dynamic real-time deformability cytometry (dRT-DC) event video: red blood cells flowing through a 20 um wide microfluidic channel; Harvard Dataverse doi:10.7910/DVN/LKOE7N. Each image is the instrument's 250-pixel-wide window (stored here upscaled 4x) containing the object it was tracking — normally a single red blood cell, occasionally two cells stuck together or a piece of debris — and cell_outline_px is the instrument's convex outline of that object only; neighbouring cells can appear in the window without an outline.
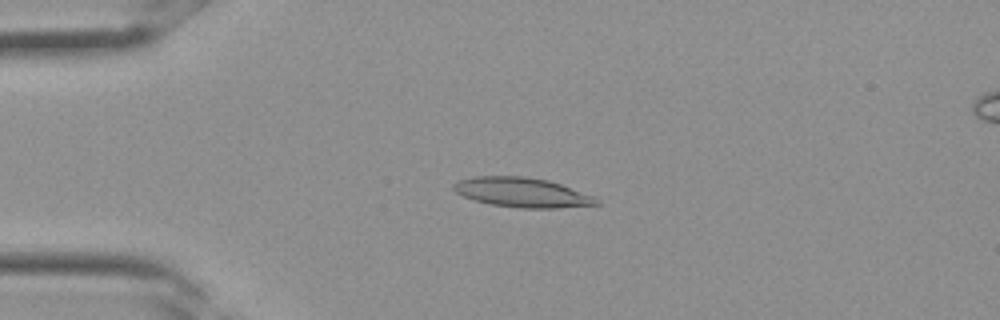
{"species": "Egyptian fruit bat (a non-hibernating species)", "species_latin": "Rousettus aegyptiacus", "temperature_condition": "room temperature", "stored_images_in_passage": 31, "camera_frame_rate_fps": 3000, "um_per_image_px": 0.085, "frame": {"image": 1, "passage_image": 6, "time_ms": 1.667, "image_size_px": [1000, 320], "cell_outline_px": [[600, 204], [556, 208], [520, 208], [492, 204], [476, 200], [464, 196], [456, 192], [452, 188], [452, 184], [460, 180], [472, 176], [528, 176], [548, 180], [596, 196], [600, 200]], "centroid_in_image_um": [44.41, 16.35], "position_along_channel_um": 40.6, "area_um2": 24.68}}
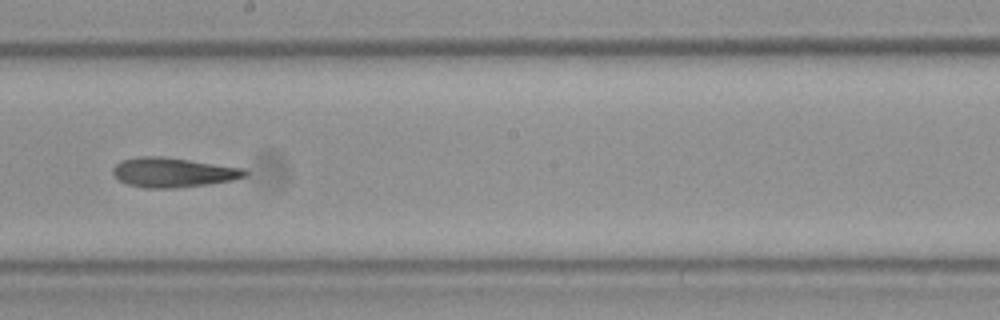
{"frame": {"image": 2, "passage_image": 17, "time_ms": 5.333, "image_size_px": [1000, 320], "cell_outline_px": [[248, 176], [232, 180], [208, 184], [176, 188], [144, 188], [128, 184], [120, 180], [112, 172], [112, 168], [120, 160], [140, 156], [160, 156], [244, 168], [248, 172]], "centroid_in_image_um": [14.71, 14.66], "position_along_channel_um": 233.5, "area_um2": 22.72}}
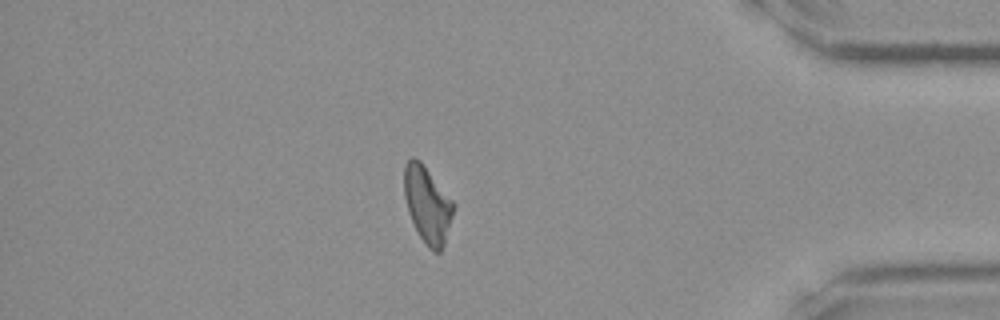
{"frame": {"image": 3, "passage_image": 27, "time_ms": 8.667, "image_size_px": [1000, 320], "cell_outline_px": [[456, 204], [444, 244], [440, 252], [436, 252], [428, 248], [420, 236], [408, 212], [404, 196], [404, 164], [412, 156], [420, 160]], "centroid_in_image_um": [36.33, 17.36], "position_along_channel_um": 398.9, "area_um2": 21.91}}